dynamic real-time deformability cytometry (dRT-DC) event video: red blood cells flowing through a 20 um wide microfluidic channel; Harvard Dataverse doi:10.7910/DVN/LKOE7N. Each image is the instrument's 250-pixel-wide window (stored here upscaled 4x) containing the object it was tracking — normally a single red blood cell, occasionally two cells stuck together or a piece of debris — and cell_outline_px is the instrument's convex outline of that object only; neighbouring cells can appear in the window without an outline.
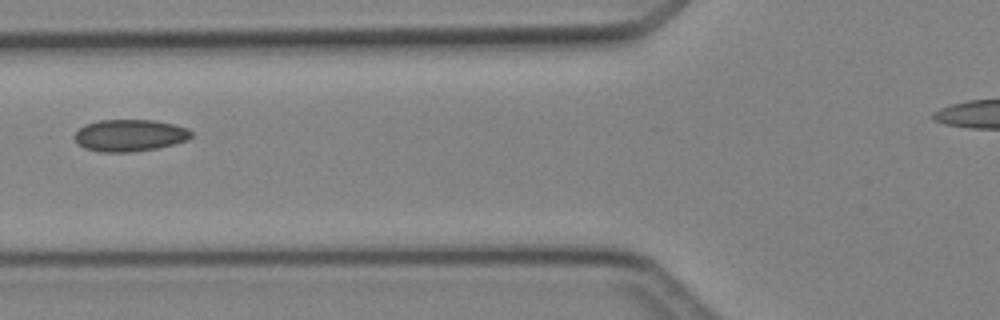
{"species": "Egyptian fruit bat (a non-hibernating species)", "species_latin": "Rousettus aegyptiacus", "temperature_condition": "cold", "stored_images_in_passage": 3, "camera_frame_rate_fps": 3000, "um_per_image_px": 0.085, "animal": {"sex": "female"}, "frame": {"image": 1, "passage_image": 3, "time_ms": 2.333, "image_size_px": [1000, 320], "cell_outline_px": [[192, 136], [188, 140], [156, 148], [132, 152], [100, 152], [84, 148], [72, 136], [84, 124], [100, 120], [156, 120], [188, 128], [192, 132]], "centroid_in_image_um": [11.02, 11.5], "position_along_channel_um": 114.8, "area_um2": 21.73}}